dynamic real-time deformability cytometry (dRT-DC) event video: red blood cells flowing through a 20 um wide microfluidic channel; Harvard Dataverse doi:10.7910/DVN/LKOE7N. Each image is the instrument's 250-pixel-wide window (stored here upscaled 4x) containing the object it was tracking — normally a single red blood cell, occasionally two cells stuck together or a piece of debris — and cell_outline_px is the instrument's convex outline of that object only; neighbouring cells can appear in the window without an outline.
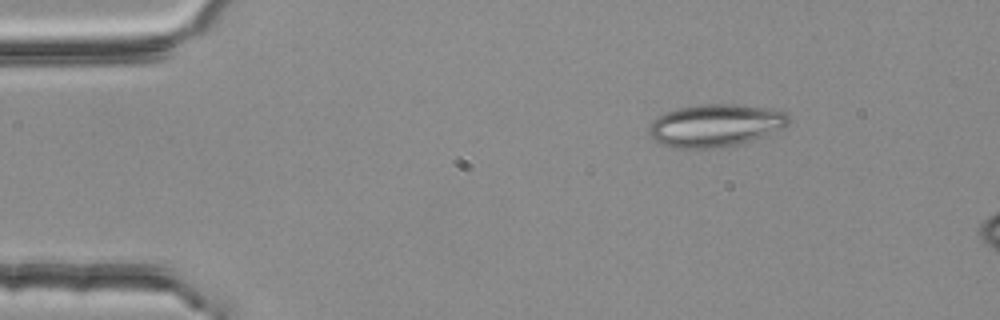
{"species": "common noctule bat (a hibernating species)", "species_latin": "Nyctalus noctula", "temperature_condition": "room temperature", "stored_images_in_passage": 4, "camera_frame_rate_fps": 3000, "um_per_image_px": 0.085, "animal": {"sex": "female", "body_mass_g": 25.1}, "frame": {"image": 1, "passage_image": 4, "time_ms": 1.0, "image_size_px": [1000, 320], "cell_outline_px": [[792, 120], [788, 124], [780, 128], [760, 136], [736, 144], [712, 148], [672, 148], [660, 144], [648, 132], [648, 128], [652, 120], [664, 112], [676, 108], [700, 104], [736, 104], [764, 108], [788, 112]], "centroid_in_image_um": [60.75, 10.64], "position_along_channel_um": 24.2, "area_um2": 34.39}}